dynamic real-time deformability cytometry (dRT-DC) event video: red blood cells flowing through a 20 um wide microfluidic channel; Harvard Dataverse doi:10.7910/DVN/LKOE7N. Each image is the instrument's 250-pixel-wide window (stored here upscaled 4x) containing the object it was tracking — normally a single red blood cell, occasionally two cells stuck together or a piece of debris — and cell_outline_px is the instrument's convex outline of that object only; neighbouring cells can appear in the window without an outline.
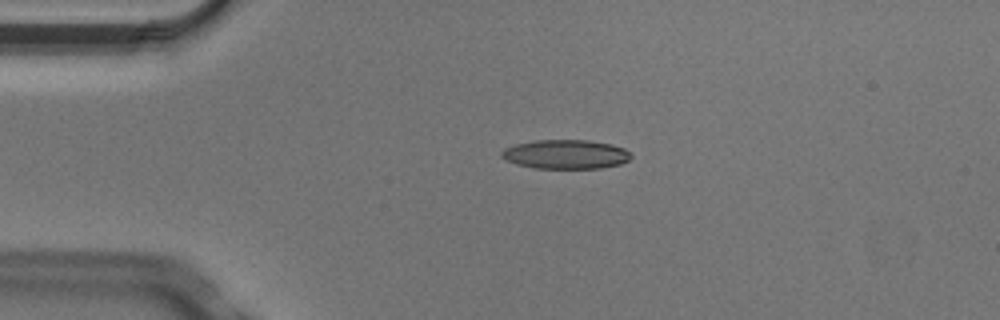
{"species": "Egyptian fruit bat (a non-hibernating species)", "species_latin": "Rousettus aegyptiacus", "temperature_condition": "cold", "stored_images_in_passage": 6, "camera_frame_rate_fps": 3000, "um_per_image_px": 0.085, "animal": {"sex": "male"}, "frame": {"image": 1, "passage_image": 3, "time_ms": 0.667, "image_size_px": [1000, 320], "cell_outline_px": [[632, 156], [628, 160], [620, 164], [600, 168], [536, 168], [516, 164], [500, 156], [500, 152], [504, 148], [516, 144], [536, 140], [588, 140], [612, 144], [624, 148]], "centroid_in_image_um": [48.08, 13.11], "position_along_channel_um": 36.9, "area_um2": 21.91}}